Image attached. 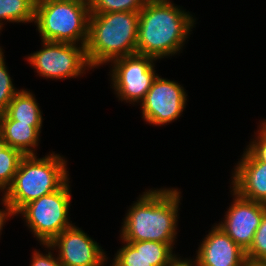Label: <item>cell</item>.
I'll return each instance as SVG.
<instances>
[{
	"label": "cell",
	"mask_w": 266,
	"mask_h": 266,
	"mask_svg": "<svg viewBox=\"0 0 266 266\" xmlns=\"http://www.w3.org/2000/svg\"><path fill=\"white\" fill-rule=\"evenodd\" d=\"M182 189L147 188L128 206L121 221L120 234L125 241H156L176 249Z\"/></svg>",
	"instance_id": "cell-1"
},
{
	"label": "cell",
	"mask_w": 266,
	"mask_h": 266,
	"mask_svg": "<svg viewBox=\"0 0 266 266\" xmlns=\"http://www.w3.org/2000/svg\"><path fill=\"white\" fill-rule=\"evenodd\" d=\"M197 20L173 0H147L139 11L136 53L159 62L183 53Z\"/></svg>",
	"instance_id": "cell-2"
},
{
	"label": "cell",
	"mask_w": 266,
	"mask_h": 266,
	"mask_svg": "<svg viewBox=\"0 0 266 266\" xmlns=\"http://www.w3.org/2000/svg\"><path fill=\"white\" fill-rule=\"evenodd\" d=\"M139 12L90 13L87 60L93 70L136 54Z\"/></svg>",
	"instance_id": "cell-3"
},
{
	"label": "cell",
	"mask_w": 266,
	"mask_h": 266,
	"mask_svg": "<svg viewBox=\"0 0 266 266\" xmlns=\"http://www.w3.org/2000/svg\"><path fill=\"white\" fill-rule=\"evenodd\" d=\"M24 155L11 185L1 194L17 213L24 205L59 190L71 175L68 159L55 151Z\"/></svg>",
	"instance_id": "cell-4"
},
{
	"label": "cell",
	"mask_w": 266,
	"mask_h": 266,
	"mask_svg": "<svg viewBox=\"0 0 266 266\" xmlns=\"http://www.w3.org/2000/svg\"><path fill=\"white\" fill-rule=\"evenodd\" d=\"M89 17L88 0H40L33 26L40 40L86 46Z\"/></svg>",
	"instance_id": "cell-5"
},
{
	"label": "cell",
	"mask_w": 266,
	"mask_h": 266,
	"mask_svg": "<svg viewBox=\"0 0 266 266\" xmlns=\"http://www.w3.org/2000/svg\"><path fill=\"white\" fill-rule=\"evenodd\" d=\"M71 182L69 179L59 190L31 201L16 213V217H23L24 225L39 244H49L75 224L70 217Z\"/></svg>",
	"instance_id": "cell-6"
},
{
	"label": "cell",
	"mask_w": 266,
	"mask_h": 266,
	"mask_svg": "<svg viewBox=\"0 0 266 266\" xmlns=\"http://www.w3.org/2000/svg\"><path fill=\"white\" fill-rule=\"evenodd\" d=\"M24 57L37 77L47 81L78 79L94 71L83 45L41 40L39 50Z\"/></svg>",
	"instance_id": "cell-7"
},
{
	"label": "cell",
	"mask_w": 266,
	"mask_h": 266,
	"mask_svg": "<svg viewBox=\"0 0 266 266\" xmlns=\"http://www.w3.org/2000/svg\"><path fill=\"white\" fill-rule=\"evenodd\" d=\"M157 62L151 56L137 53L113 60L107 75L116 99L129 106H139L158 75Z\"/></svg>",
	"instance_id": "cell-8"
},
{
	"label": "cell",
	"mask_w": 266,
	"mask_h": 266,
	"mask_svg": "<svg viewBox=\"0 0 266 266\" xmlns=\"http://www.w3.org/2000/svg\"><path fill=\"white\" fill-rule=\"evenodd\" d=\"M160 74L154 79L149 91L140 102L141 117L149 126H168L176 122L185 112L188 92L183 84L164 78Z\"/></svg>",
	"instance_id": "cell-9"
},
{
	"label": "cell",
	"mask_w": 266,
	"mask_h": 266,
	"mask_svg": "<svg viewBox=\"0 0 266 266\" xmlns=\"http://www.w3.org/2000/svg\"><path fill=\"white\" fill-rule=\"evenodd\" d=\"M229 191L232 200L224 217L215 224L246 252L266 212V204L245 199L231 188Z\"/></svg>",
	"instance_id": "cell-10"
},
{
	"label": "cell",
	"mask_w": 266,
	"mask_h": 266,
	"mask_svg": "<svg viewBox=\"0 0 266 266\" xmlns=\"http://www.w3.org/2000/svg\"><path fill=\"white\" fill-rule=\"evenodd\" d=\"M49 245L64 266H104L109 258L101 244L76 223L63 230Z\"/></svg>",
	"instance_id": "cell-11"
},
{
	"label": "cell",
	"mask_w": 266,
	"mask_h": 266,
	"mask_svg": "<svg viewBox=\"0 0 266 266\" xmlns=\"http://www.w3.org/2000/svg\"><path fill=\"white\" fill-rule=\"evenodd\" d=\"M207 232L194 254L198 266H246L245 251L218 225L214 223Z\"/></svg>",
	"instance_id": "cell-12"
},
{
	"label": "cell",
	"mask_w": 266,
	"mask_h": 266,
	"mask_svg": "<svg viewBox=\"0 0 266 266\" xmlns=\"http://www.w3.org/2000/svg\"><path fill=\"white\" fill-rule=\"evenodd\" d=\"M231 170L230 188L241 197L266 204V163L246 147Z\"/></svg>",
	"instance_id": "cell-13"
},
{
	"label": "cell",
	"mask_w": 266,
	"mask_h": 266,
	"mask_svg": "<svg viewBox=\"0 0 266 266\" xmlns=\"http://www.w3.org/2000/svg\"><path fill=\"white\" fill-rule=\"evenodd\" d=\"M119 240L121 247L108 258L113 266H167L179 253L167 243Z\"/></svg>",
	"instance_id": "cell-14"
},
{
	"label": "cell",
	"mask_w": 266,
	"mask_h": 266,
	"mask_svg": "<svg viewBox=\"0 0 266 266\" xmlns=\"http://www.w3.org/2000/svg\"><path fill=\"white\" fill-rule=\"evenodd\" d=\"M42 127H33L30 123H19L6 113L0 115V136L14 149L23 155H38Z\"/></svg>",
	"instance_id": "cell-15"
},
{
	"label": "cell",
	"mask_w": 266,
	"mask_h": 266,
	"mask_svg": "<svg viewBox=\"0 0 266 266\" xmlns=\"http://www.w3.org/2000/svg\"><path fill=\"white\" fill-rule=\"evenodd\" d=\"M37 101L32 90L22 88L14 95L5 113L19 123H30L33 127H43V110Z\"/></svg>",
	"instance_id": "cell-16"
},
{
	"label": "cell",
	"mask_w": 266,
	"mask_h": 266,
	"mask_svg": "<svg viewBox=\"0 0 266 266\" xmlns=\"http://www.w3.org/2000/svg\"><path fill=\"white\" fill-rule=\"evenodd\" d=\"M35 5L34 0H0V36L8 23L34 24Z\"/></svg>",
	"instance_id": "cell-17"
},
{
	"label": "cell",
	"mask_w": 266,
	"mask_h": 266,
	"mask_svg": "<svg viewBox=\"0 0 266 266\" xmlns=\"http://www.w3.org/2000/svg\"><path fill=\"white\" fill-rule=\"evenodd\" d=\"M23 154L10 146L0 152V196L11 185Z\"/></svg>",
	"instance_id": "cell-18"
},
{
	"label": "cell",
	"mask_w": 266,
	"mask_h": 266,
	"mask_svg": "<svg viewBox=\"0 0 266 266\" xmlns=\"http://www.w3.org/2000/svg\"><path fill=\"white\" fill-rule=\"evenodd\" d=\"M147 0H89L90 13L139 12Z\"/></svg>",
	"instance_id": "cell-19"
},
{
	"label": "cell",
	"mask_w": 266,
	"mask_h": 266,
	"mask_svg": "<svg viewBox=\"0 0 266 266\" xmlns=\"http://www.w3.org/2000/svg\"><path fill=\"white\" fill-rule=\"evenodd\" d=\"M5 50L0 49V115L5 113L8 104L13 99L14 95L22 88L15 87L13 78L10 76V71L6 63Z\"/></svg>",
	"instance_id": "cell-20"
},
{
	"label": "cell",
	"mask_w": 266,
	"mask_h": 266,
	"mask_svg": "<svg viewBox=\"0 0 266 266\" xmlns=\"http://www.w3.org/2000/svg\"><path fill=\"white\" fill-rule=\"evenodd\" d=\"M246 260L250 262H266V212L257 228L254 239L245 252Z\"/></svg>",
	"instance_id": "cell-21"
},
{
	"label": "cell",
	"mask_w": 266,
	"mask_h": 266,
	"mask_svg": "<svg viewBox=\"0 0 266 266\" xmlns=\"http://www.w3.org/2000/svg\"><path fill=\"white\" fill-rule=\"evenodd\" d=\"M246 148L260 161L266 163V118L259 120Z\"/></svg>",
	"instance_id": "cell-22"
},
{
	"label": "cell",
	"mask_w": 266,
	"mask_h": 266,
	"mask_svg": "<svg viewBox=\"0 0 266 266\" xmlns=\"http://www.w3.org/2000/svg\"><path fill=\"white\" fill-rule=\"evenodd\" d=\"M39 246H43L41 249L34 248L31 252L30 263L29 266H64L58 259L56 252L49 244H39Z\"/></svg>",
	"instance_id": "cell-23"
},
{
	"label": "cell",
	"mask_w": 266,
	"mask_h": 266,
	"mask_svg": "<svg viewBox=\"0 0 266 266\" xmlns=\"http://www.w3.org/2000/svg\"><path fill=\"white\" fill-rule=\"evenodd\" d=\"M0 205H2V207L0 208V237H1L3 232V227L6 226V223L8 224L9 220L13 219L16 216V213L3 196L0 197Z\"/></svg>",
	"instance_id": "cell-24"
},
{
	"label": "cell",
	"mask_w": 266,
	"mask_h": 266,
	"mask_svg": "<svg viewBox=\"0 0 266 266\" xmlns=\"http://www.w3.org/2000/svg\"><path fill=\"white\" fill-rule=\"evenodd\" d=\"M181 254H177L167 266H198V263L194 257V255L191 257H183L180 256ZM183 257V258H182Z\"/></svg>",
	"instance_id": "cell-25"
},
{
	"label": "cell",
	"mask_w": 266,
	"mask_h": 266,
	"mask_svg": "<svg viewBox=\"0 0 266 266\" xmlns=\"http://www.w3.org/2000/svg\"><path fill=\"white\" fill-rule=\"evenodd\" d=\"M246 266H266V262H250V261H247Z\"/></svg>",
	"instance_id": "cell-26"
},
{
	"label": "cell",
	"mask_w": 266,
	"mask_h": 266,
	"mask_svg": "<svg viewBox=\"0 0 266 266\" xmlns=\"http://www.w3.org/2000/svg\"><path fill=\"white\" fill-rule=\"evenodd\" d=\"M7 146V143L0 136V152Z\"/></svg>",
	"instance_id": "cell-27"
},
{
	"label": "cell",
	"mask_w": 266,
	"mask_h": 266,
	"mask_svg": "<svg viewBox=\"0 0 266 266\" xmlns=\"http://www.w3.org/2000/svg\"><path fill=\"white\" fill-rule=\"evenodd\" d=\"M107 263H109V261H107L106 264H105L104 266H108V265H109V266H113L111 263H109L108 265H107Z\"/></svg>",
	"instance_id": "cell-28"
}]
</instances>
